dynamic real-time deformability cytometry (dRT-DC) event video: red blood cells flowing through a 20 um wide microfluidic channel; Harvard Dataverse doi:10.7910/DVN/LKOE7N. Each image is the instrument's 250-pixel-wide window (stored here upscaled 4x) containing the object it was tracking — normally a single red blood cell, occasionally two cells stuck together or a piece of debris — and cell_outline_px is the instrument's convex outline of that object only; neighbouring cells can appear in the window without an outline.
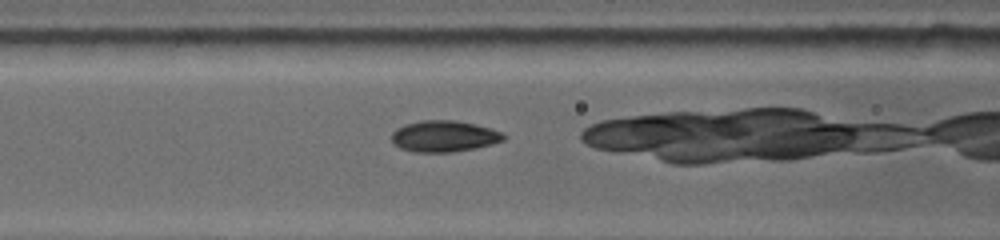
{"species": "common noctule bat (a hibernating species)", "species_latin": "Nyctalus noctula", "temperature_condition": "warm", "stored_images_in_passage": 39, "camera_frame_rate_fps": 5000, "um_per_image_px": 0.085, "animal": {"sex": "female", "body_mass_g": 19.0, "forearm_length_mm": 53.3}, "frame": {"image": 1, "passage_image": 5, "time_ms": 2.0, "image_size_px": [1000, 240], "cell_outline_px": [[508, 136], [504, 140], [492, 144], [476, 148], [452, 152], [416, 152], [400, 148], [392, 144], [392, 132], [396, 128], [404, 124], [420, 120], [456, 120], [476, 124], [500, 132]], "centroid_in_image_um": [37.72, 11.58], "position_along_channel_um": 128.9, "area_um2": 20.58}}
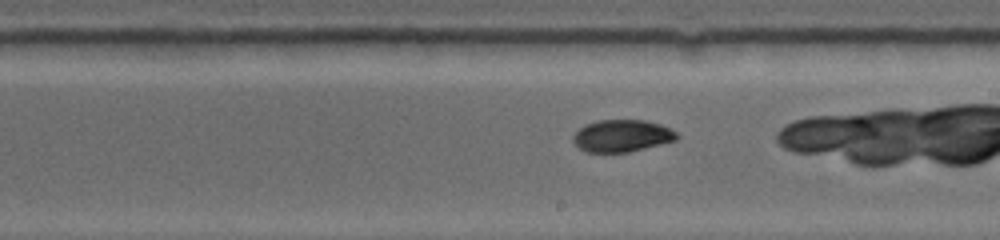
{"frame": {"image": 2, "passage_image": 16, "time_ms": 4.8, "image_size_px": [1000, 240], "cell_outline_px": [[680, 136], [676, 140], [628, 152], [584, 152], [572, 140], [572, 136], [584, 124], [600, 120], [648, 120], [660, 124], [676, 132]], "centroid_in_image_um": [52.85, 11.54], "position_along_channel_um": 236.1, "area_um2": 19.36}}
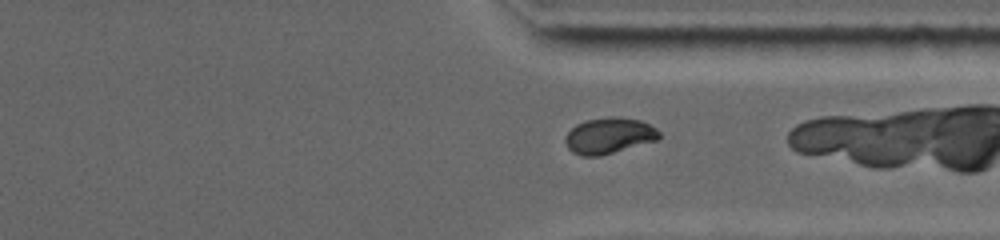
{"frame": {"image": 3, "passage_image": 29, "time_ms": 8.0, "image_size_px": [1000, 240], "cell_outline_px": [[660, 136], [656, 140], [600, 156], [584, 156], [572, 152], [568, 148], [564, 140], [568, 132], [576, 124], [584, 120], [608, 116], [620, 116], [640, 120], [656, 128], [660, 132]], "centroid_in_image_um": [51.75, 11.51], "position_along_channel_um": 359.7, "area_um2": 19.71}}